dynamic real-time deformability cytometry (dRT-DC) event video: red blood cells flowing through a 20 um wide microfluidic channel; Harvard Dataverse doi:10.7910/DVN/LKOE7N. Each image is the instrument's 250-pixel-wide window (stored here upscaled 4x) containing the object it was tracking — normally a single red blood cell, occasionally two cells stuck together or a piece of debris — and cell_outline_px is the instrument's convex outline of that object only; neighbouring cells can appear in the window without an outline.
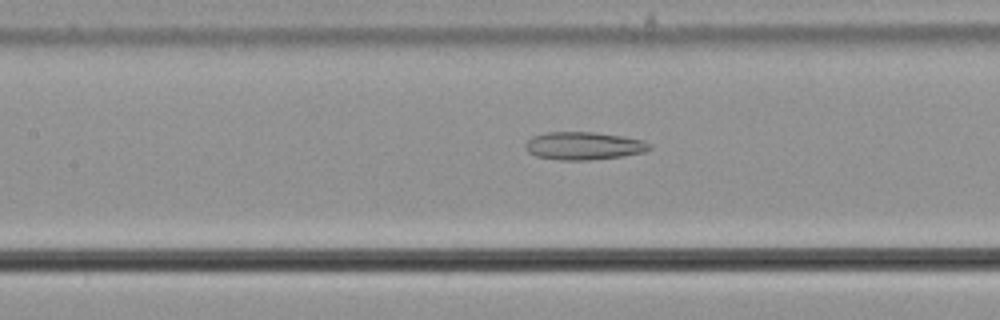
{"species": "common noctule bat (a hibernating species)", "species_latin": "Nyctalus noctula", "temperature_condition": "cold", "stored_images_in_passage": 36, "camera_frame_rate_fps": 3000, "um_per_image_px": 0.085, "animal": {"sex": "male", "body_mass_g": 21.5, "forearm_length_mm": 52.0}, "frame": {"image": 1, "passage_image": 16, "time_ms": 5.0, "image_size_px": [1000, 320], "cell_outline_px": [[652, 148], [644, 152], [624, 156], [588, 160], [560, 160], [536, 156], [528, 152], [524, 148], [524, 144], [532, 136], [544, 132], [596, 132], [624, 136], [644, 140], [652, 144]], "centroid_in_image_um": [49.63, 12.39], "position_along_channel_um": 157.8, "area_um2": 20.46}}
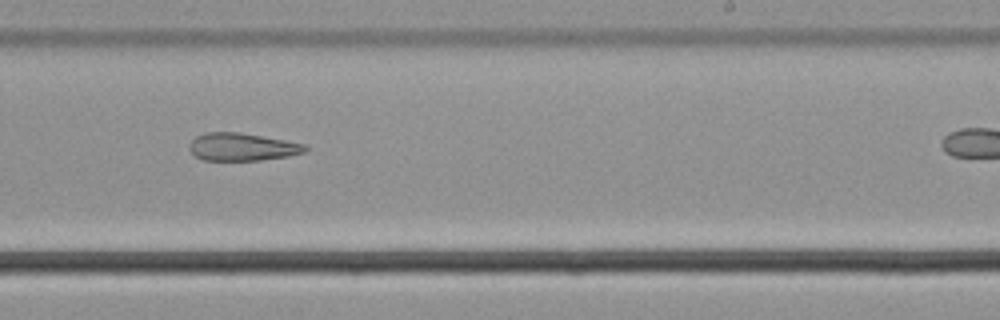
{"frame": {"image": 2, "passage_image": 25, "time_ms": 8.0, "image_size_px": [1000, 320], "cell_outline_px": [[308, 148], [304, 152], [288, 156], [260, 160], [204, 160], [196, 156], [188, 148], [192, 140], [196, 136], [204, 132], [240, 132], [284, 140], [304, 144]], "centroid_in_image_um": [20.56, 12.48], "position_along_channel_um": 268.4, "area_um2": 18.55}}
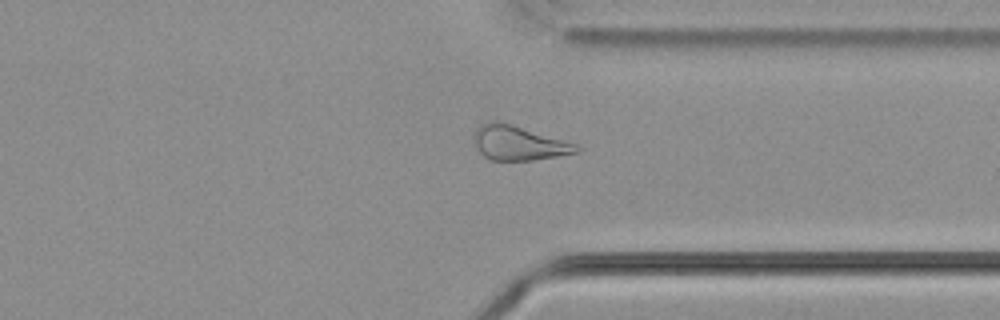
{"frame": {"image": 3, "passage_image": 33, "time_ms": 10.667, "image_size_px": [1000, 320], "cell_outline_px": [[584, 148], [576, 152], [556, 156], [532, 160], [488, 160], [476, 148], [472, 140], [476, 128], [480, 124], [508, 124], [580, 144]], "centroid_in_image_um": [44.11, 12.2], "position_along_channel_um": 367.3, "area_um2": 20.17}}